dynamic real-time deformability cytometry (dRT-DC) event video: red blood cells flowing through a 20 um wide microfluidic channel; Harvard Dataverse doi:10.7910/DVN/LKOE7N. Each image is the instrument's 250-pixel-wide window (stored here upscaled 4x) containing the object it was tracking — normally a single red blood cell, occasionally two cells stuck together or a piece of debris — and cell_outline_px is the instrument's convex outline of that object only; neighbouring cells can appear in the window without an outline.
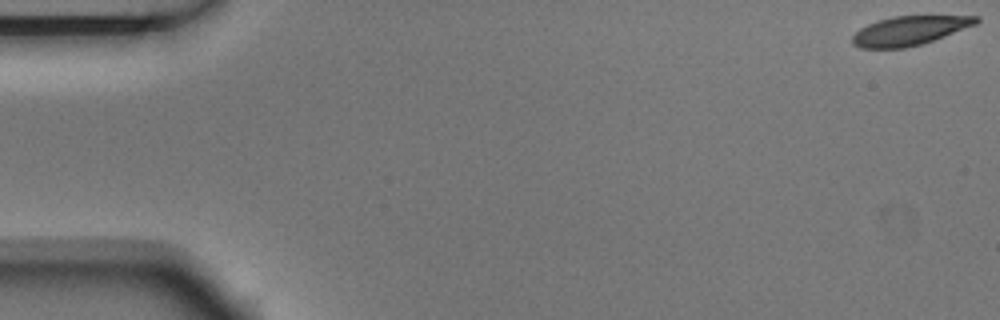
{"species": "Egyptian fruit bat (a non-hibernating species)", "species_latin": "Rousettus aegyptiacus", "temperature_condition": "room temperature", "stored_images_in_passage": 4, "camera_frame_rate_fps": 3000, "um_per_image_px": 0.085, "animal": {"sex": "male"}, "frame": {"image": 1, "passage_image": 1, "time_ms": 0.0, "image_size_px": [1000, 320], "cell_outline_px": [[980, 20], [976, 24], [944, 36], [920, 44], [904, 48], [860, 48], [852, 44], [852, 36], [860, 28], [868, 24], [892, 16], [980, 16]], "centroid_in_image_um": [77.28, 2.6], "position_along_channel_um": 7.7, "area_um2": 20.75}}